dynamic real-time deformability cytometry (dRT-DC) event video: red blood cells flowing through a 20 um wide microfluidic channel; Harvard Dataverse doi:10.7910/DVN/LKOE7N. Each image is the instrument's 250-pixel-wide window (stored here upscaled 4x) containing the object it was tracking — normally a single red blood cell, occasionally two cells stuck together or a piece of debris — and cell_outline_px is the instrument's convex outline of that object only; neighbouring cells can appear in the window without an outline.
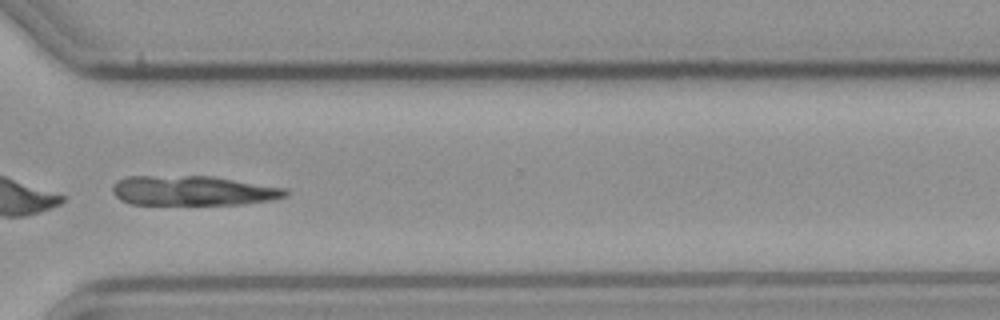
{"species": "common noctule bat (a hibernating species)", "species_latin": "Nyctalus noctula", "temperature_condition": "cold", "stored_images_in_passage": 29, "camera_frame_rate_fps": 3000, "um_per_image_px": 0.085, "animal": {"sex": "male", "body_mass_g": 23.1, "forearm_length_mm": 52.7}, "frame": {"image": 1, "passage_image": 25, "time_ms": 8.0, "image_size_px": [1000, 320], "cell_outline_px": [[288, 196], [272, 200], [244, 204], [132, 204], [120, 200], [112, 192], [112, 184], [116, 180], [128, 176], [212, 176], [288, 188]], "centroid_in_image_um": [16.42, 16.2], "position_along_channel_um": 354.2, "area_um2": 30.23}}